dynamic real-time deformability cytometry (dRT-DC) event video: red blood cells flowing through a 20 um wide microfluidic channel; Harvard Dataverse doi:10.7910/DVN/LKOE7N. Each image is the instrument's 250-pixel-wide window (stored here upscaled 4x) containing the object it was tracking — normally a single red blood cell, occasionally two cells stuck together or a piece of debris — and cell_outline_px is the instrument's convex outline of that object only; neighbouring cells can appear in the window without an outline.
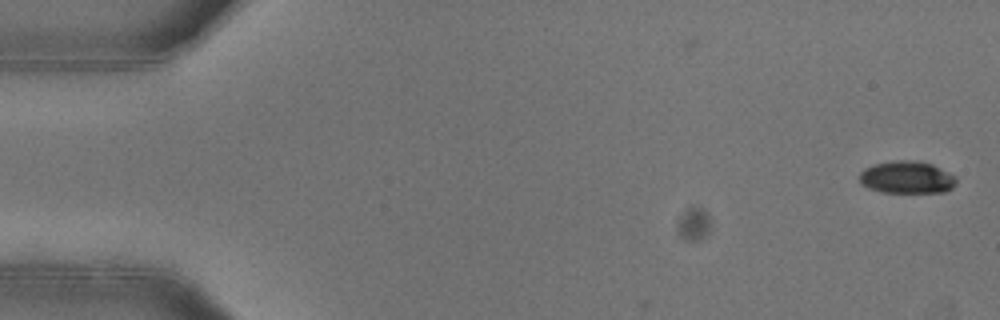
{"species": "common noctule bat (a hibernating species)", "species_latin": "Nyctalus noctula", "temperature_condition": "warm", "stored_images_in_passage": 11, "camera_frame_rate_fps": 3000, "um_per_image_px": 0.085, "animal": {"sex": "female"}, "frame": {"image": 1, "passage_image": 1, "time_ms": 0.0, "image_size_px": [1000, 320], "cell_outline_px": [[956, 184], [952, 188], [944, 192], [884, 192], [868, 188], [860, 184], [860, 172], [864, 168], [872, 164], [892, 160], [916, 160], [932, 164], [956, 176]], "centroid_in_image_um": [77.07, 15.06], "position_along_channel_um": 7.9, "area_um2": 18.44}}